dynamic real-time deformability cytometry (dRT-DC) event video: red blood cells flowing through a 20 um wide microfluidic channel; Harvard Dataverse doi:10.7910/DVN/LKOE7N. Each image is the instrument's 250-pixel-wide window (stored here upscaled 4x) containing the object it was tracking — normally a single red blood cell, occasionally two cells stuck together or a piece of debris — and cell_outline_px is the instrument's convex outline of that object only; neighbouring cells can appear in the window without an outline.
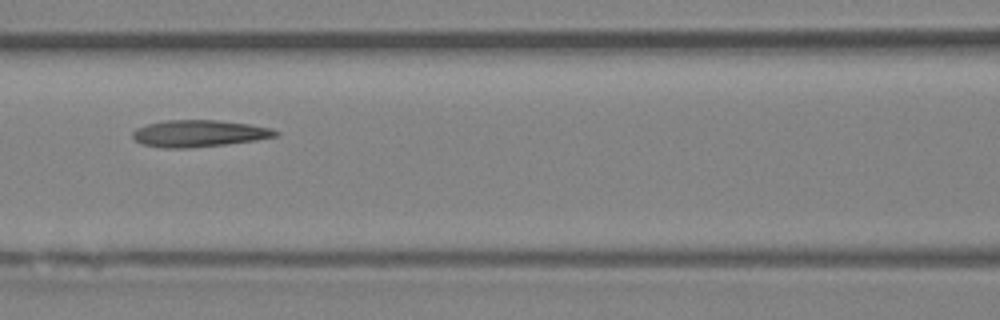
{"species": "Egyptian fruit bat (a non-hibernating species)", "species_latin": "Rousettus aegyptiacus", "temperature_condition": "room temperature", "stored_images_in_passage": 9, "camera_frame_rate_fps": 3000, "um_per_image_px": 0.085, "animal": {"sex": "female"}, "frame": {"image": 1, "passage_image": 6, "time_ms": 6.333, "image_size_px": [1000, 320], "cell_outline_px": [[280, 132], [276, 136], [256, 140], [224, 144], [188, 148], [164, 148], [140, 144], [132, 136], [132, 132], [136, 128], [148, 124], [164, 120], [216, 120], [248, 124], [272, 128]], "centroid_in_image_um": [16.89, 11.34], "position_along_channel_um": 149.7, "area_um2": 22.25}}
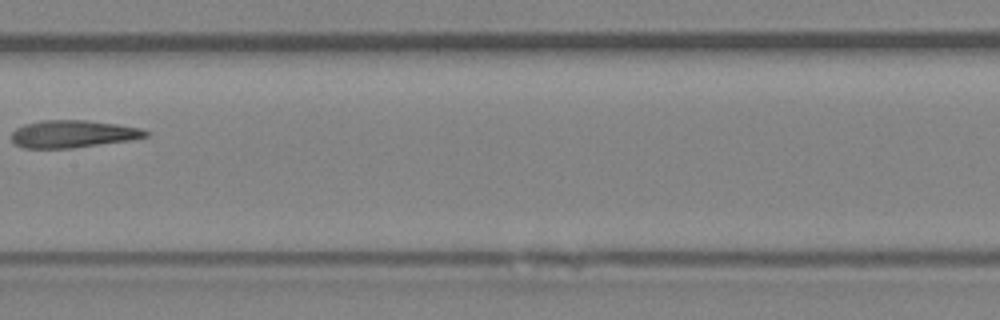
{"frame": {"image": 2, "passage_image": 7, "time_ms": 7.667, "image_size_px": [1000, 320], "cell_outline_px": [[148, 136], [132, 140], [72, 148], [24, 148], [16, 144], [12, 140], [12, 132], [16, 128], [24, 124], [40, 120], [88, 120], [116, 124], [140, 128], [148, 132]], "centroid_in_image_um": [6.19, 11.38], "position_along_channel_um": 201.2, "area_um2": 21.44}}